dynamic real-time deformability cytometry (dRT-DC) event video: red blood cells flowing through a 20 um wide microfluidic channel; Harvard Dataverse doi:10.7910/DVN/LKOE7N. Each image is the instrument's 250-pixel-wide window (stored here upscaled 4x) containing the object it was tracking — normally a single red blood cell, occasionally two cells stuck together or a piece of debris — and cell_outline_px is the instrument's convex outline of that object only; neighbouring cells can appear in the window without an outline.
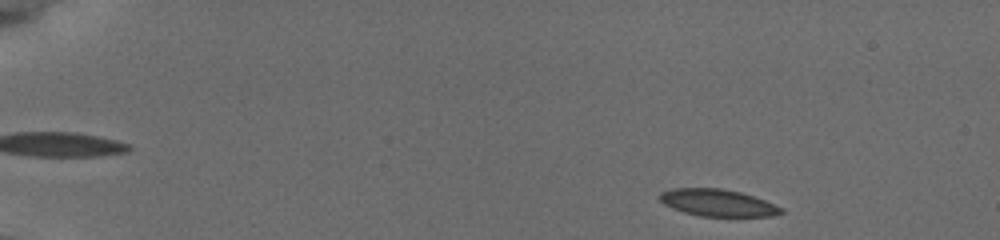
{"species": "common noctule bat (a hibernating species)", "species_latin": "Nyctalus noctula", "temperature_condition": "cold", "stored_images_in_passage": 49, "camera_frame_rate_fps": 3000, "um_per_image_px": 0.085, "animal": {"sex": "female", "body_mass_g": 19.5, "forearm_length_mm": 54.1}, "frame": {"image": 1, "passage_image": 2, "time_ms": 0.333, "image_size_px": [1000, 240], "cell_outline_px": [[784, 212], [772, 216], [700, 216], [684, 212], [672, 208], [664, 204], [660, 200], [660, 192], [672, 188], [720, 188], [740, 192], [764, 200], [784, 208]], "centroid_in_image_um": [61.0, 17.23], "position_along_channel_um": 24.0, "area_um2": 19.02}}
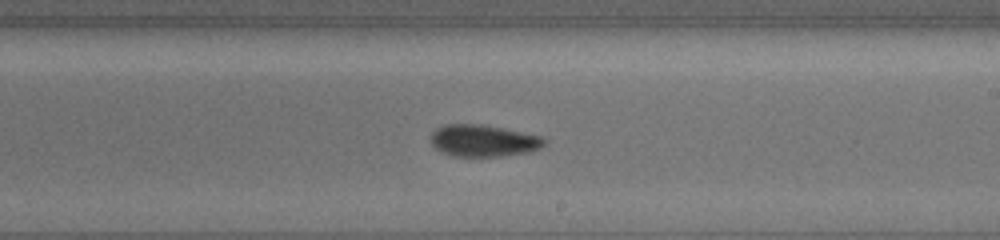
{"frame": {"image": 2, "passage_image": 29, "time_ms": 9.333, "image_size_px": [1000, 240], "cell_outline_px": [[548, 140], [540, 148], [528, 152], [500, 156], [452, 156], [440, 152], [428, 140], [428, 136], [436, 128], [444, 124], [484, 124], [544, 136]], "centroid_in_image_um": [41.06, 11.94], "position_along_channel_um": 247.9, "area_um2": 21.5}}
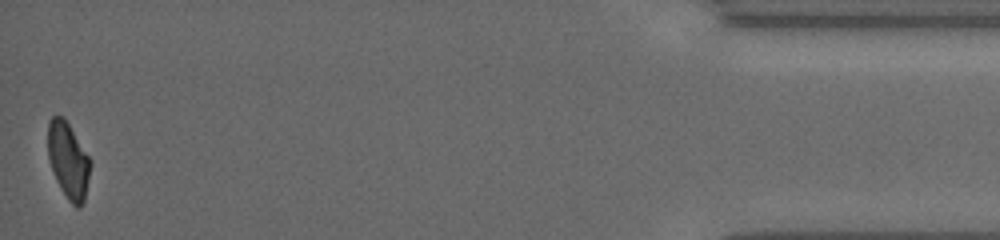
{"frame": {"image": 3, "passage_image": 49, "time_ms": 16.0, "image_size_px": [1000, 240], "cell_outline_px": [[92, 164], [84, 200], [80, 208], [76, 208], [68, 200], [60, 188], [56, 180], [48, 160], [48, 120], [52, 116], [64, 116], [92, 160]], "centroid_in_image_um": [5.81, 13.63], "position_along_channel_um": 429.4, "area_um2": 19.19}, "authors_computed_cell_mechanics": {"area_um2": 20.23, "velocity_mm_per_s": 3.836, "shape_relaxation_time_tau1_ms": 8.6676, "shape_relaxation_time_tau2_ms": 4.8404, "deformation_change_tau1": 0.152, "deformation_change_tau2": 0.0775}}